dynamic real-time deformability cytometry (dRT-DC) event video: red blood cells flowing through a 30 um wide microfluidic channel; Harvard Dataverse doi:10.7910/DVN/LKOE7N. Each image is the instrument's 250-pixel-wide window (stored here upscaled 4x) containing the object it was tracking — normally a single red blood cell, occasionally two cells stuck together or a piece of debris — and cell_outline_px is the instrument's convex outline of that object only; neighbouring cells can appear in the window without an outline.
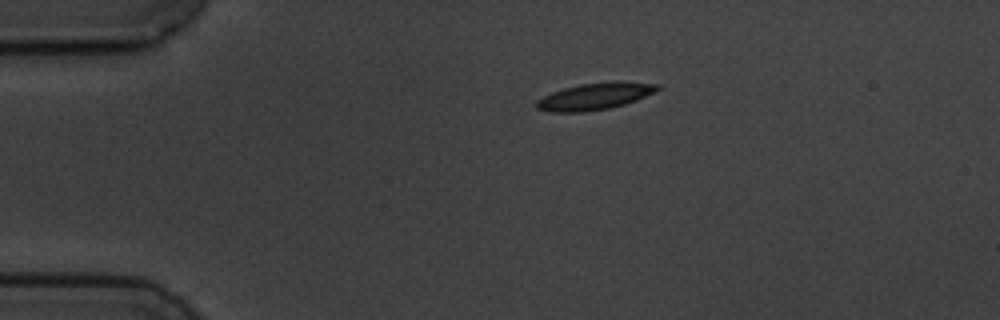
{"species": "common noctule bat (a hibernating species)", "species_latin": "Nyctalus noctula", "temperature_condition": "cold", "stored_images_in_passage": 4, "camera_frame_rate_fps": 3000, "um_per_image_px": 0.085, "animal": {"sex": "male", "body_mass_g": 19.5, "forearm_length_mm": 54.6}, "frame": {"image": 1, "passage_image": 4, "time_ms": 3.667, "image_size_px": [1000, 320], "cell_outline_px": [[660, 88], [636, 100], [624, 104], [608, 108], [580, 112], [548, 112], [536, 108], [536, 100], [552, 92], [564, 88], [580, 84], [620, 80], [660, 84]], "centroid_in_image_um": [50.55, 8.17], "position_along_channel_um": 34.5, "area_um2": 18.84}}